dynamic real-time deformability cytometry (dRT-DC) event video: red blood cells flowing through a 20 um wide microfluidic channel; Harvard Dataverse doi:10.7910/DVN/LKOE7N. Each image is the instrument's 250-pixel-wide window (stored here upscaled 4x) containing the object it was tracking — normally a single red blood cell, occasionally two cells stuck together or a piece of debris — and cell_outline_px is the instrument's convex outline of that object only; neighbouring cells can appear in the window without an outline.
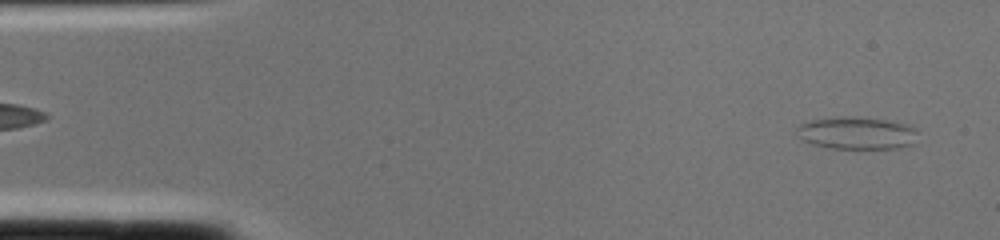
{"species": "common noctule bat (a hibernating species)", "species_latin": "Nyctalus noctula", "temperature_condition": "cold", "stored_images_in_passage": 2, "camera_frame_rate_fps": 3000, "um_per_image_px": 0.085, "animal": {"sex": "female", "body_mass_g": 22.0, "forearm_length_mm": 56.7}, "frame": {"image": 1, "passage_image": 1, "time_ms": 0.0, "image_size_px": [1000, 240], "cell_outline_px": [[916, 132], [912, 144], [896, 148], [832, 148], [812, 144], [796, 136], [796, 128], [800, 124], [812, 120], [836, 116], [844, 116], [884, 120], [908, 124], [916, 128]], "centroid_in_image_um": [72.77, 11.3], "position_along_channel_um": 12.2, "area_um2": 22.66}}
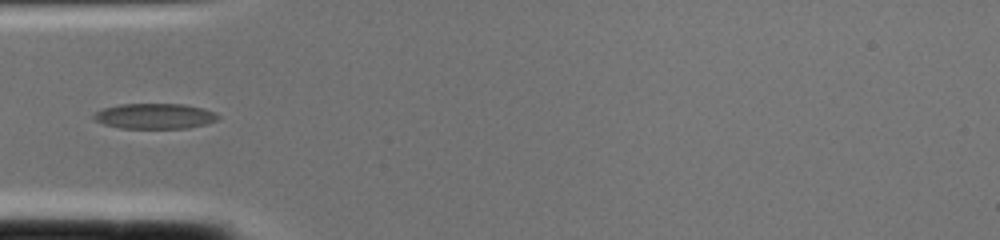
{"frame": {"image": 2, "passage_image": 2, "time_ms": 0.333, "image_size_px": [1000, 240], "cell_outline_px": [[220, 116], [216, 120], [208, 124], [188, 128], [120, 128], [104, 124], [92, 120], [92, 116], [96, 112], [104, 108], [120, 104], [184, 104], [204, 108], [216, 112]], "centroid_in_image_um": [13.17, 9.87], "position_along_channel_um": 71.8, "area_um2": 18.55}}